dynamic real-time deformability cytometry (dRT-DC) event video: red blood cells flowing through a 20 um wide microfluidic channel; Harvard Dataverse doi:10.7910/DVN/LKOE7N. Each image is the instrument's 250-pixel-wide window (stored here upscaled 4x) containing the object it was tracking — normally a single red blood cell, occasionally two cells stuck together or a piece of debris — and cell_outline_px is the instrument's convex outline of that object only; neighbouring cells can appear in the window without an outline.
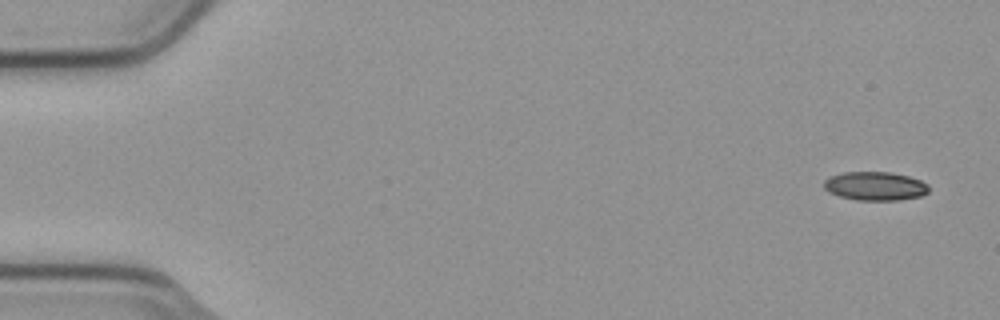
{"species": "common noctule bat (a hibernating species)", "species_latin": "Nyctalus noctula", "temperature_condition": "cold", "stored_images_in_passage": 4, "camera_frame_rate_fps": 3000, "um_per_image_px": 0.085, "animal": {"sex": "male", "body_mass_g": 23.1, "forearm_length_mm": 52.7}, "frame": {"image": 1, "passage_image": 1, "time_ms": 0.0, "image_size_px": [1000, 320], "cell_outline_px": [[928, 192], [920, 196], [900, 200], [856, 200], [840, 196], [828, 192], [824, 188], [824, 180], [828, 176], [844, 172], [892, 172], [908, 176], [920, 180], [928, 184]], "centroid_in_image_um": [74.37, 15.81], "position_along_channel_um": 10.6, "area_um2": 17.63}}